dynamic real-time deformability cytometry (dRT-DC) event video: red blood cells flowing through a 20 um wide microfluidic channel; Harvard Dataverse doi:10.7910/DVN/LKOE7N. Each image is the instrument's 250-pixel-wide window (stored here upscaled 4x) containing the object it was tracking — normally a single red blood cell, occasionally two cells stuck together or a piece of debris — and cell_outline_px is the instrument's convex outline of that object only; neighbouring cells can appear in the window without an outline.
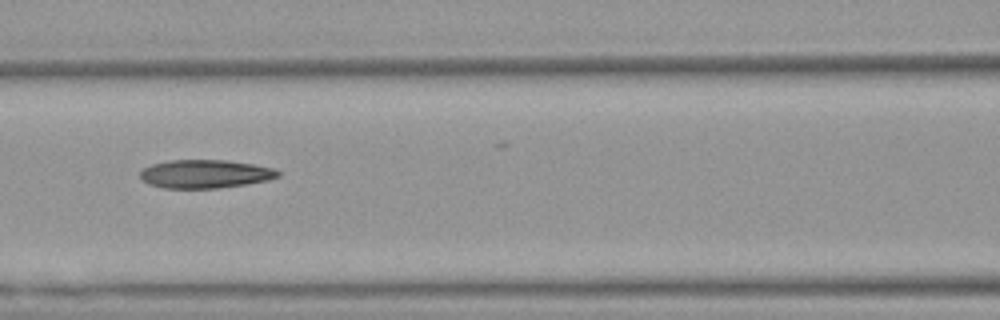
{"species": "Egyptian fruit bat (a non-hibernating species)", "species_latin": "Rousettus aegyptiacus", "temperature_condition": "warm", "stored_images_in_passage": 5, "camera_frame_rate_fps": 3000, "um_per_image_px": 0.085, "animal": {"sex": "female"}, "frame": {"image": 1, "passage_image": 5, "time_ms": 1.333, "image_size_px": [1000, 320], "cell_outline_px": [[280, 176], [268, 180], [244, 184], [216, 188], [164, 188], [148, 184], [140, 176], [140, 172], [144, 168], [152, 164], [168, 160], [228, 160], [252, 164], [272, 168], [280, 172]], "centroid_in_image_um": [17.42, 14.78], "position_along_channel_um": 149.2, "area_um2": 22.66}}